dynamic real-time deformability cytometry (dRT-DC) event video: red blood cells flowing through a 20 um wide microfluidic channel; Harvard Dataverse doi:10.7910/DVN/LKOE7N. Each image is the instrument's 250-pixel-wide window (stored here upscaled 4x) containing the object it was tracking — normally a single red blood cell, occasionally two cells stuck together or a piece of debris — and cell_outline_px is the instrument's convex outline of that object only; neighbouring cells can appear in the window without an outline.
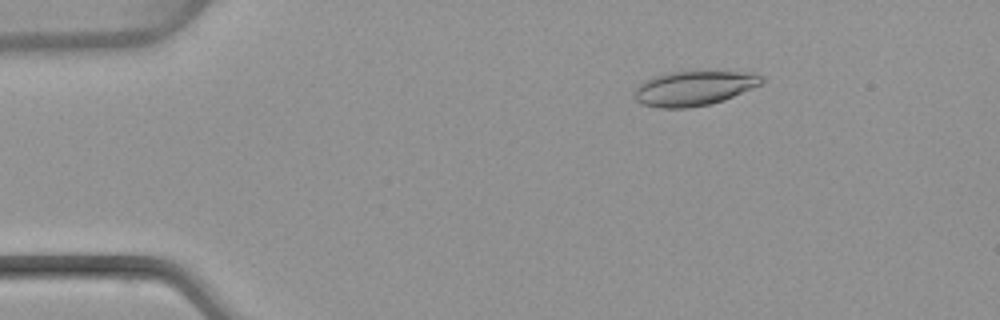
{"species": "common noctule bat (a hibernating species)", "species_latin": "Nyctalus noctula", "temperature_condition": "warm", "stored_images_in_passage": 50, "camera_frame_rate_fps": 3000, "um_per_image_px": 0.085, "animal": {"sex": "female", "body_mass_g": 22.7, "forearm_length_mm": 54.2}, "frame": {"image": 1, "passage_image": 8, "time_ms": 2.333, "image_size_px": [1000, 320], "cell_outline_px": [[764, 84], [724, 100], [712, 104], [688, 108], [660, 108], [640, 104], [636, 100], [636, 88], [644, 80], [656, 76], [672, 72], [700, 68], [716, 68], [756, 72], [764, 76]], "centroid_in_image_um": [59.14, 7.43], "position_along_channel_um": 25.9, "area_um2": 27.22}}
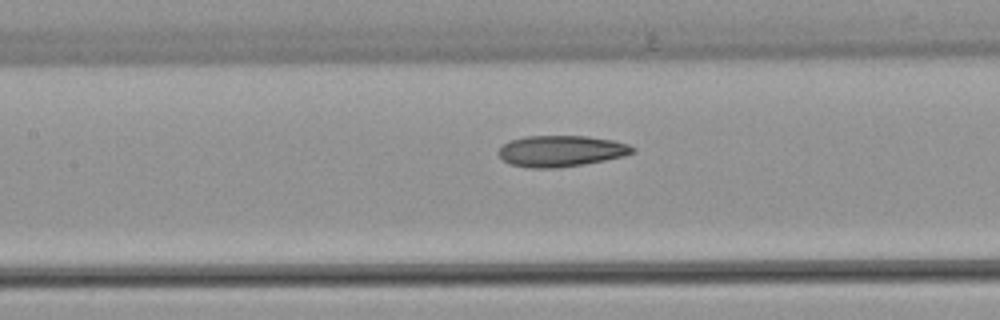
{"frame": {"image": 2, "passage_image": 23, "time_ms": 7.333, "image_size_px": [1000, 320], "cell_outline_px": [[636, 152], [624, 156], [584, 164], [560, 168], [532, 168], [512, 164], [504, 160], [496, 152], [508, 140], [524, 136], [588, 136], [612, 140], [628, 144], [636, 148]], "centroid_in_image_um": [47.7, 12.83], "position_along_channel_um": 159.7, "area_um2": 24.45}}
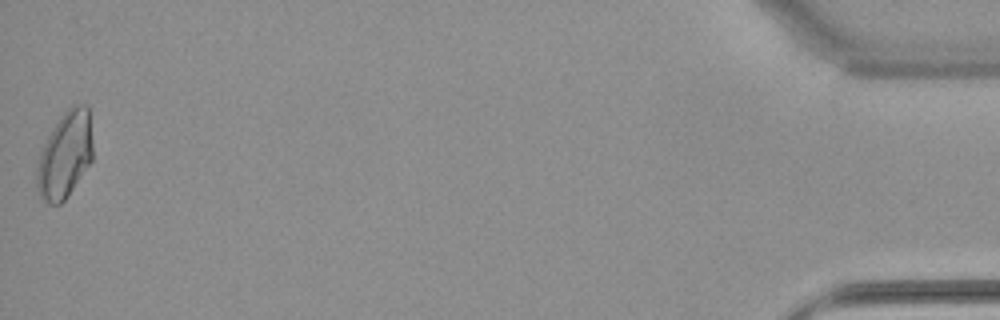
{"frame": {"image": 3, "passage_image": 50, "time_ms": 16.333, "image_size_px": [1000, 320], "cell_outline_px": [[92, 160], [68, 196], [60, 204], [48, 204], [40, 200], [36, 188], [36, 172], [40, 152], [52, 128], [60, 116], [72, 104], [88, 104], [92, 140]], "centroid_in_image_um": [5.51, 13.18], "position_along_channel_um": 429.7, "area_um2": 28.44}, "authors_computed_cell_mechanics": {"area_um2": 24.7384, "velocity_mm_per_s": 4.0693, "shape_relaxation_time_tau1_ms": null, "shape_relaxation_time_tau2_ms": 3.449, "deformation_change_tau1": null, "deformation_change_tau2": 0.1142}}